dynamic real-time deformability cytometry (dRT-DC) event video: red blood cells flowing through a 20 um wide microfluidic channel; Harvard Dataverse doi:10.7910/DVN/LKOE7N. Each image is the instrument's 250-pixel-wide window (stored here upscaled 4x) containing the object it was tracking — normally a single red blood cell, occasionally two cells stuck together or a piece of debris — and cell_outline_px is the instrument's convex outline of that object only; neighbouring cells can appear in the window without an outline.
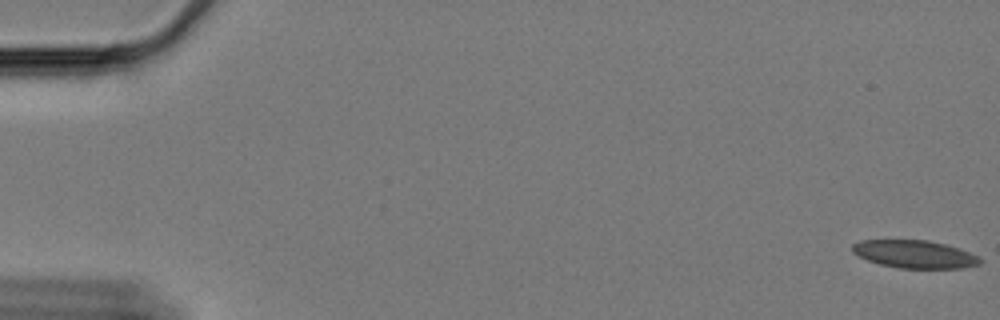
{"species": "Egyptian fruit bat (a non-hibernating species)", "species_latin": "Rousettus aegyptiacus", "temperature_condition": "cold", "stored_images_in_passage": 5, "camera_frame_rate_fps": 3000, "um_per_image_px": 0.085, "animal": {"sex": "female"}, "frame": {"image": 1, "passage_image": 1, "time_ms": 0.0, "image_size_px": [1000, 320], "cell_outline_px": [[984, 260], [980, 264], [964, 268], [900, 268], [880, 264], [868, 260], [852, 252], [852, 244], [860, 240], [928, 240], [960, 248], [980, 256]], "centroid_in_image_um": [77.8, 21.6], "position_along_channel_um": 7.2, "area_um2": 20.81}}